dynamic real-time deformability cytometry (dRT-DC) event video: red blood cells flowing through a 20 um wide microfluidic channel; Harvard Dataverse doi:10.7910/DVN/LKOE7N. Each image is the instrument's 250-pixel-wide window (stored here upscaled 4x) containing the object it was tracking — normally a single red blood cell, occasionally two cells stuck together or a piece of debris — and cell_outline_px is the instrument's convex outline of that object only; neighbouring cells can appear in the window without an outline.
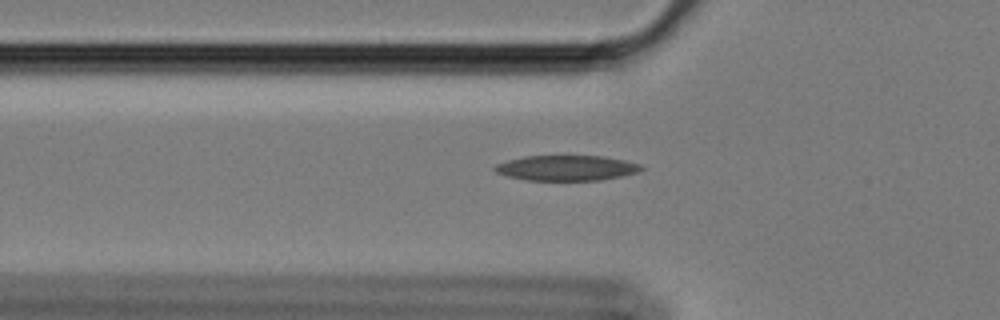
{"species": "Egyptian fruit bat (a non-hibernating species)", "species_latin": "Rousettus aegyptiacus", "temperature_condition": "cold", "stored_images_in_passage": 59, "camera_frame_rate_fps": 3000, "um_per_image_px": 0.085, "animal": {"sex": "female"}, "frame": {"image": 1, "passage_image": 20, "time_ms": 6.333, "image_size_px": [1000, 320], "cell_outline_px": [[644, 168], [640, 172], [600, 180], [528, 180], [508, 176], [496, 172], [492, 168], [496, 164], [508, 160], [524, 156], [604, 156], [624, 160], [640, 164]], "centroid_in_image_um": [48.16, 14.27], "position_along_channel_um": 77.6, "area_um2": 21.5}}
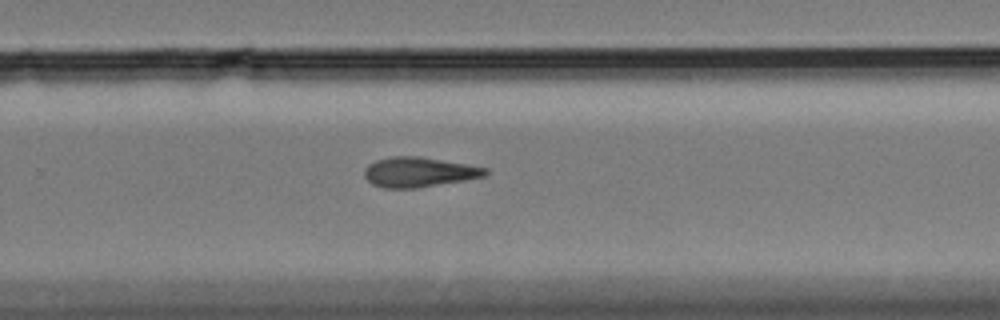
{"frame": {"image": 2, "passage_image": 39, "time_ms": 12.667, "image_size_px": [1000, 320], "cell_outline_px": [[488, 172], [484, 176], [464, 180], [416, 188], [384, 188], [372, 184], [364, 176], [364, 168], [368, 164], [376, 160], [392, 156], [420, 156], [488, 168]], "centroid_in_image_um": [35.57, 14.62], "position_along_channel_um": 294.2, "area_um2": 20.98}}
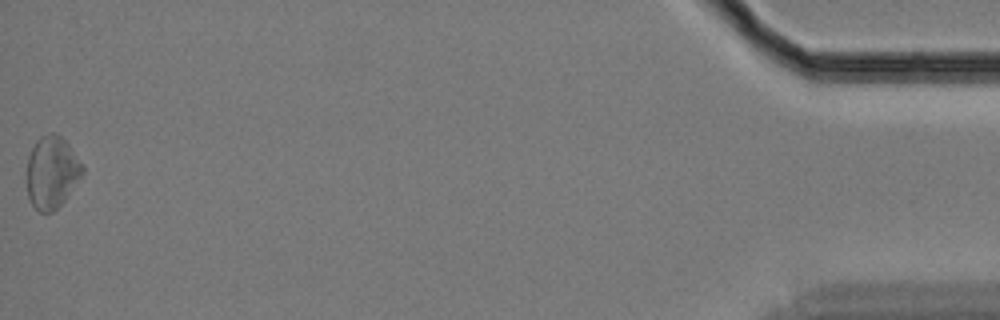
{"frame": {"image": 3, "passage_image": 59, "time_ms": 19.333, "image_size_px": [1000, 320], "cell_outline_px": [[84, 172], [64, 200], [52, 212], [40, 212], [32, 204], [28, 196], [28, 156], [36, 140], [40, 136], [52, 132], [60, 136], [68, 144], [84, 168]], "centroid_in_image_um": [4.4, 14.63], "position_along_channel_um": 430.8, "area_um2": 22.89}}